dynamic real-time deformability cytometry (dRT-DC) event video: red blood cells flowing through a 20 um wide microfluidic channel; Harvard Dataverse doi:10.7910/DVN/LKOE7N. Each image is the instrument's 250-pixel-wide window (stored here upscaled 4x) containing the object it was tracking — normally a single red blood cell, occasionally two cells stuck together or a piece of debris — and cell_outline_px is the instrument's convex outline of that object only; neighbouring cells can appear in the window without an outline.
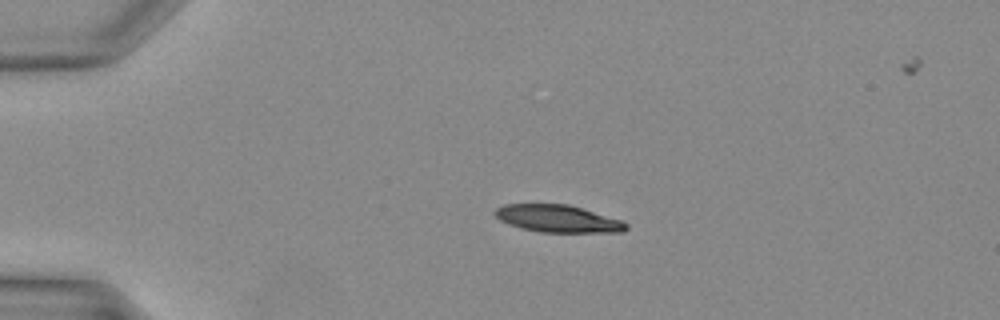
{"species": "Egyptian fruit bat (a non-hibernating species)", "species_latin": "Rousettus aegyptiacus", "temperature_condition": "warm", "stored_images_in_passage": 8, "camera_frame_rate_fps": 3000, "um_per_image_px": 0.085, "animal": {"sex": "female"}, "frame": {"image": 1, "passage_image": 1, "time_ms": 0.0, "image_size_px": [1000, 320], "cell_outline_px": [[628, 228], [624, 232], [540, 232], [520, 228], [508, 224], [500, 220], [492, 212], [496, 208], [504, 204], [568, 204], [620, 220], [628, 224]], "centroid_in_image_um": [47.38, 18.59], "position_along_channel_um": 37.6, "area_um2": 20.81}}
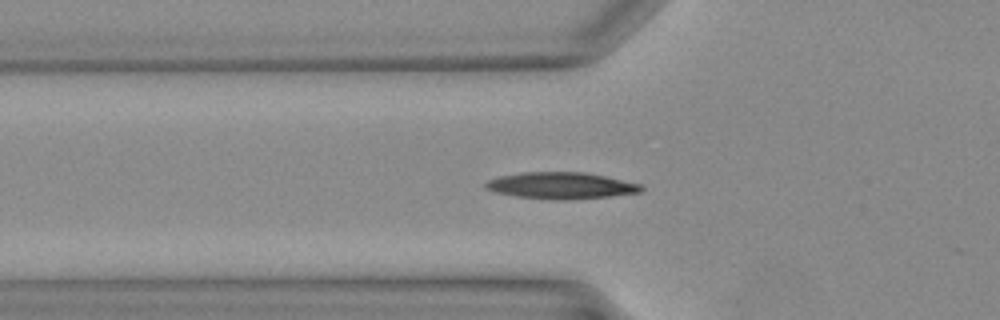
{"frame": {"image": 2, "passage_image": 6, "time_ms": 1.667, "image_size_px": [1000, 320], "cell_outline_px": [[644, 188], [640, 192], [608, 196], [560, 200], [516, 196], [496, 192], [484, 188], [484, 184], [488, 180], [500, 176], [524, 172], [584, 172], [604, 176], [640, 184]], "centroid_in_image_um": [47.65, 15.77], "position_along_channel_um": 78.1, "area_um2": 23.7}}